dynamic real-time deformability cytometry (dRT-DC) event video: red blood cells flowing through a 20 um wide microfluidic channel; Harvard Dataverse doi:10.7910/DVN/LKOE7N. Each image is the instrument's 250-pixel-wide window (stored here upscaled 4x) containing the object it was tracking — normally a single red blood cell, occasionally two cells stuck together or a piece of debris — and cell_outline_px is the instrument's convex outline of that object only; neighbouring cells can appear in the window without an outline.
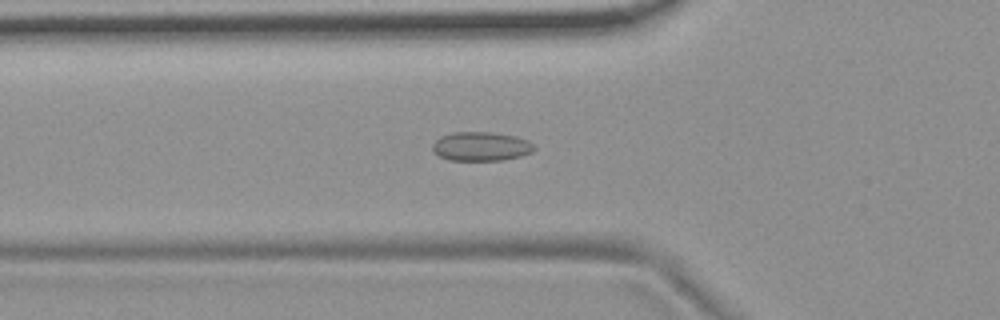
{"species": "common noctule bat (a hibernating species)", "species_latin": "Nyctalus noctula", "temperature_condition": "room temperature", "stored_images_in_passage": 42, "camera_frame_rate_fps": 3000, "um_per_image_px": 0.085, "animal": {"sex": "female", "body_mass_g": 19.9}, "frame": {"image": 1, "passage_image": 7, "time_ms": 2.0, "image_size_px": [1000, 320], "cell_outline_px": [[536, 148], [532, 152], [520, 156], [504, 160], [448, 160], [432, 152], [432, 144], [440, 136], [452, 132], [492, 132], [516, 136], [528, 140]], "centroid_in_image_um": [40.87, 12.44], "position_along_channel_um": 84.9, "area_um2": 17.34}}
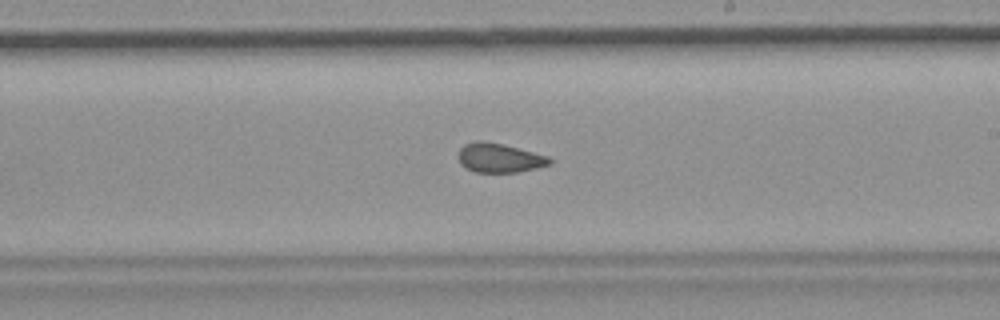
{"frame": {"image": 2, "passage_image": 20, "time_ms": 6.333, "image_size_px": [1000, 320], "cell_outline_px": [[552, 164], [520, 172], [476, 172], [460, 164], [456, 156], [460, 148], [464, 144], [476, 140], [484, 140], [504, 144], [548, 156], [552, 160]], "centroid_in_image_um": [42.43, 13.41], "position_along_channel_um": 246.6, "area_um2": 15.78}}
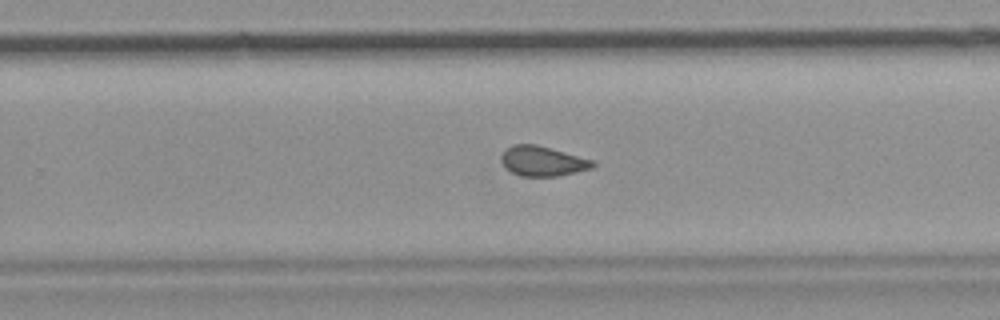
{"frame": {"image": 3, "passage_image": 23, "time_ms": 7.333, "image_size_px": [1000, 320], "cell_outline_px": [[596, 164], [592, 168], [560, 176], [520, 176], [512, 172], [500, 160], [500, 156], [512, 144], [536, 144], [592, 160]], "centroid_in_image_um": [46.12, 13.7], "position_along_channel_um": 283.7, "area_um2": 15.72}, "authors_computed_cell_mechanics": {"area_um2": 16.2707, "velocity_mm_per_s": 3.7344, "shape_relaxation_time_tau1_ms": null, "shape_relaxation_time_tau2_ms": 1.7442, "deformation_change_tau1": null, "deformation_change_tau2": 0.0862}}